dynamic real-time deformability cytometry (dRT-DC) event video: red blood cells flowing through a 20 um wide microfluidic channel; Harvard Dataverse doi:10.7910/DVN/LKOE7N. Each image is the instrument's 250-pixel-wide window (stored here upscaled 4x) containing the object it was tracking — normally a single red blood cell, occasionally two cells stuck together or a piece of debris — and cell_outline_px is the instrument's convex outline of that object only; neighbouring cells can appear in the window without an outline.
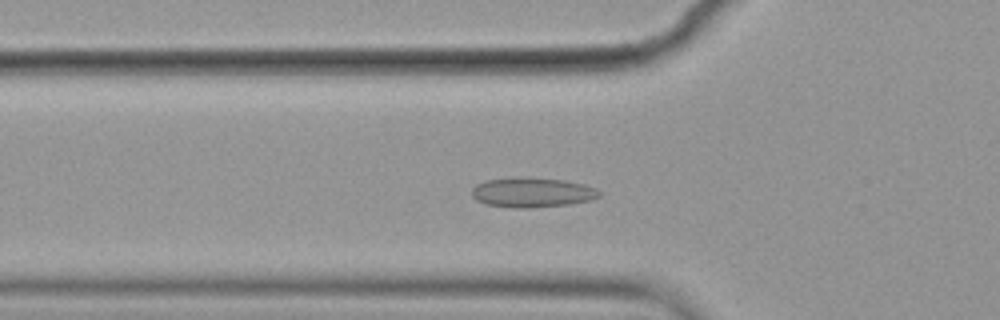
{"species": "common noctule bat (a hibernating species)", "species_latin": "Nyctalus noctula", "temperature_condition": "cold", "stored_images_in_passage": 56, "camera_frame_rate_fps": 3000, "um_per_image_px": 0.085, "animal": {"sex": "female", "body_mass_g": 19.9}, "frame": {"image": 1, "passage_image": 18, "time_ms": 5.667, "image_size_px": [1000, 320], "cell_outline_px": [[600, 196], [592, 200], [568, 204], [524, 208], [512, 208], [488, 204], [476, 200], [472, 196], [472, 188], [476, 184], [484, 180], [516, 176], [524, 176], [564, 180], [584, 184], [596, 188], [600, 192]], "centroid_in_image_um": [45.22, 16.33], "position_along_channel_um": 80.6, "area_um2": 22.37}}
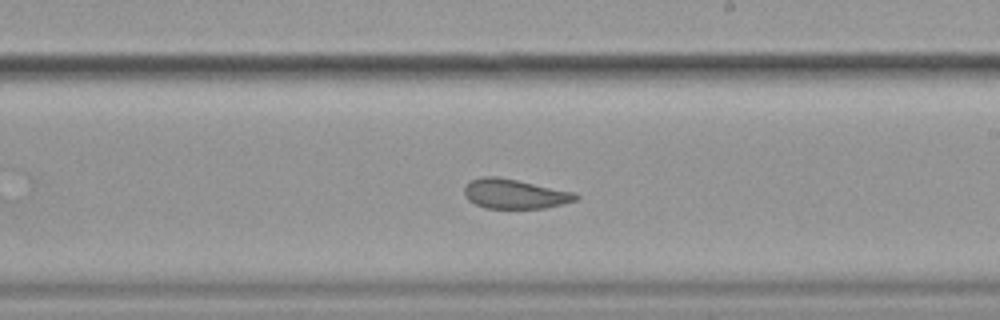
{"frame": {"image": 2, "passage_image": 32, "time_ms": 10.333, "image_size_px": [1000, 320], "cell_outline_px": [[580, 196], [576, 200], [564, 204], [544, 208], [484, 208], [468, 200], [464, 192], [464, 188], [472, 180], [484, 176], [496, 176], [576, 192]], "centroid_in_image_um": [43.78, 16.49], "position_along_channel_um": 245.2, "area_um2": 19.13}}
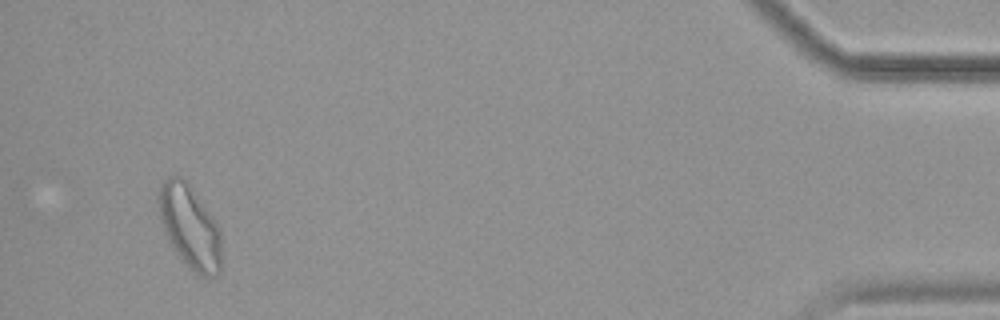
{"frame": {"image": 3, "passage_image": 53, "time_ms": 17.333, "image_size_px": [1000, 320], "cell_outline_px": [[220, 272], [216, 276], [200, 276], [192, 272], [188, 268], [176, 252], [168, 240], [160, 220], [156, 200], [156, 192], [160, 184], [168, 176], [180, 176], [192, 188], [216, 224], [220, 232]], "centroid_in_image_um": [16.07, 19.27], "position_along_channel_um": 419.1, "area_um2": 30.4}, "authors_computed_cell_mechanics": {"area_um2": 22.3397, "velocity_mm_per_s": 3.5319, "shape_relaxation_time_tau1_ms": null, "shape_relaxation_time_tau2_ms": 1.6195, "deformation_change_tau1": null, "deformation_change_tau2": 0.0705}}